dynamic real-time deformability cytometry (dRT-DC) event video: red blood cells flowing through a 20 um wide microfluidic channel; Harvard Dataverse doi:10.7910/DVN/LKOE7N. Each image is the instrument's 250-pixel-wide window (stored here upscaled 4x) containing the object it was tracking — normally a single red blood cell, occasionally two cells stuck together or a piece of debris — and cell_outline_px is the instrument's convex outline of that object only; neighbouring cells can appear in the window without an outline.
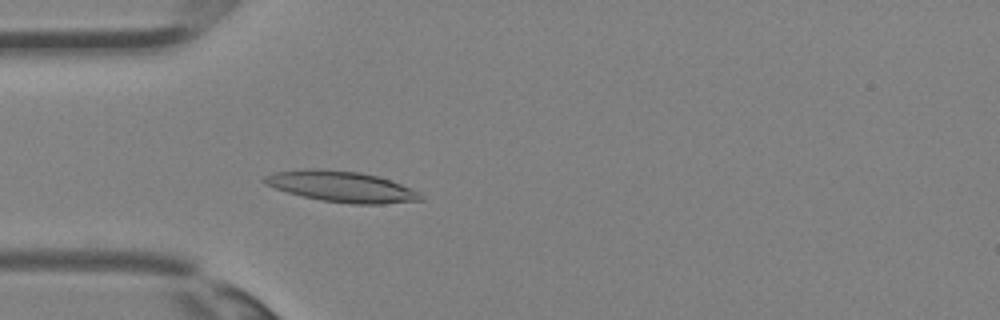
{"species": "Egyptian fruit bat (a non-hibernating species)", "species_latin": "Rousettus aegyptiacus", "temperature_condition": "room temperature", "stored_images_in_passage": 35, "camera_frame_rate_fps": 3000, "um_per_image_px": 0.085, "animal": {"sex": "female"}, "frame": {"image": 1, "passage_image": 10, "time_ms": 3.0, "image_size_px": [1000, 320], "cell_outline_px": [[424, 200], [384, 204], [352, 204], [320, 200], [288, 192], [264, 184], [264, 176], [272, 172], [304, 168], [320, 168], [360, 172], [376, 176], [400, 184], [420, 192]], "centroid_in_image_um": [29.01, 15.85], "position_along_channel_um": 56.0, "area_um2": 28.09}}
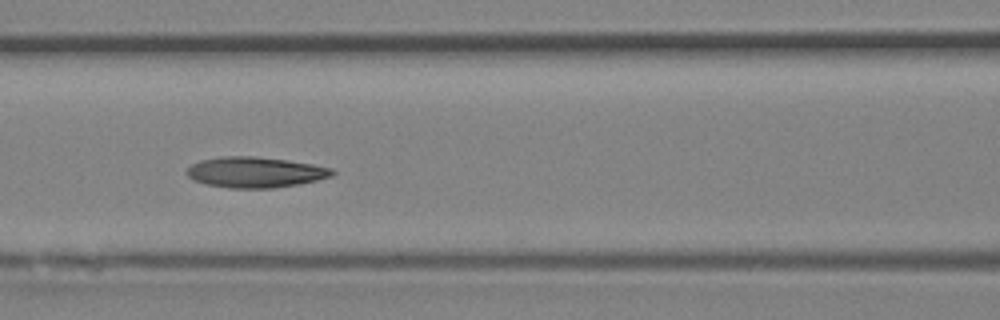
{"frame": {"image": 2, "passage_image": 15, "time_ms": 4.667, "image_size_px": [1000, 320], "cell_outline_px": [[336, 172], [332, 176], [300, 184], [272, 188], [228, 188], [204, 184], [192, 180], [188, 176], [188, 168], [192, 164], [200, 160], [220, 156], [256, 156], [288, 160], [312, 164], [332, 168]], "centroid_in_image_um": [21.69, 14.64], "position_along_channel_um": 144.9, "area_um2": 26.13}}
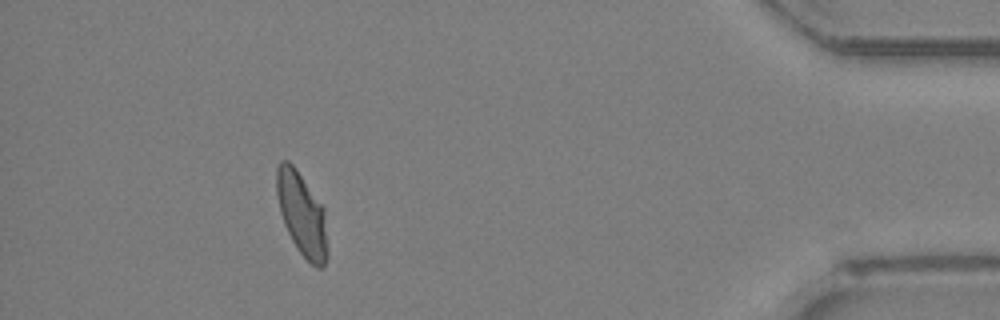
{"frame": {"image": 3, "passage_image": 32, "time_ms": 10.333, "image_size_px": [1000, 320], "cell_outline_px": [[328, 256], [324, 268], [316, 268], [296, 248], [284, 224], [280, 212], [276, 192], [276, 168], [280, 160], [288, 160], [296, 168], [324, 208], [328, 252]], "centroid_in_image_um": [25.66, 18.21], "position_along_channel_um": 409.5, "area_um2": 24.8}}